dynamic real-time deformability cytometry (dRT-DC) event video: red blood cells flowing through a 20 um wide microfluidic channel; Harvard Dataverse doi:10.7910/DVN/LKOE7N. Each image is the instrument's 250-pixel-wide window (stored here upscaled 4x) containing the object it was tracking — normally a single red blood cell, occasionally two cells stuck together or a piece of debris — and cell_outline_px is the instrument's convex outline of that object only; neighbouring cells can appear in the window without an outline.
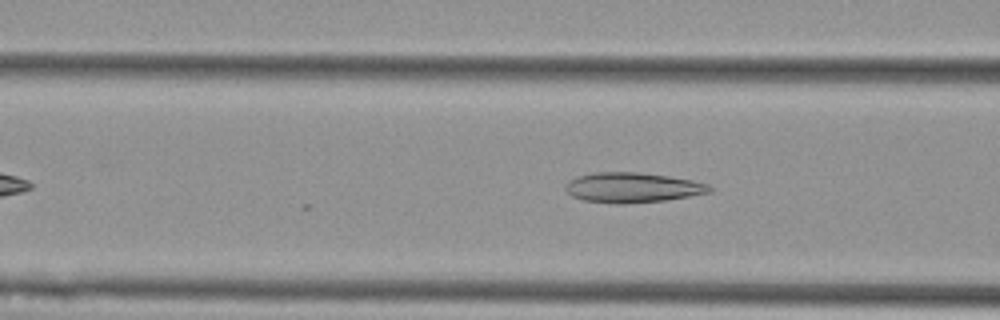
{"species": "Egyptian fruit bat (a non-hibernating species)", "species_latin": "Rousettus aegyptiacus", "temperature_condition": "cold", "stored_images_in_passage": 4, "camera_frame_rate_fps": 3000, "um_per_image_px": 0.085, "animal": {"sex": "female"}, "frame": {"image": 1, "passage_image": 4, "time_ms": 1.0, "image_size_px": [1000, 320], "cell_outline_px": [[712, 192], [664, 200], [624, 204], [616, 204], [584, 200], [572, 196], [564, 188], [572, 180], [580, 176], [592, 172], [636, 172], [668, 176], [692, 180], [708, 184], [712, 188]], "centroid_in_image_um": [53.78, 15.94], "position_along_channel_um": 112.8, "area_um2": 24.91}}